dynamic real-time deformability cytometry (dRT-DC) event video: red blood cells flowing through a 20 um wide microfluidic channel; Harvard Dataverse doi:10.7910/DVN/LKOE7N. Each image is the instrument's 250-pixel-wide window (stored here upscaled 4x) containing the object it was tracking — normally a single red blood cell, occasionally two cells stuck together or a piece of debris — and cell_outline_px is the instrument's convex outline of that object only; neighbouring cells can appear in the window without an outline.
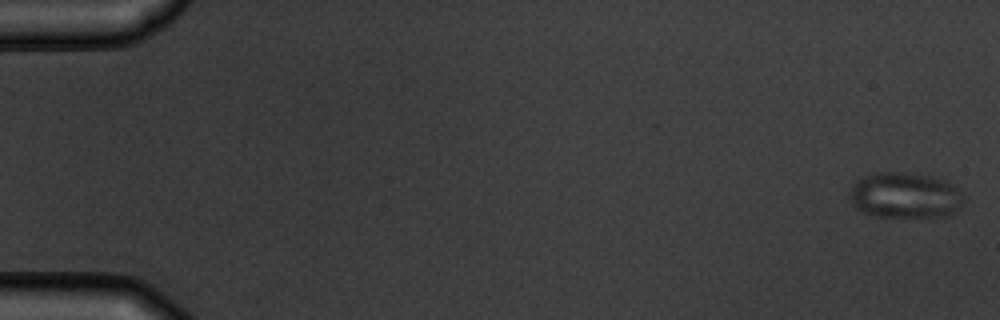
{"species": "common noctule bat (a hibernating species)", "species_latin": "Nyctalus noctula", "temperature_condition": "warm", "stored_images_in_passage": 5, "camera_frame_rate_fps": 3000, "um_per_image_px": 0.085, "animal": {"sex": "male", "body_mass_g": 19.5, "forearm_length_mm": 54.6}, "frame": {"image": 1, "passage_image": 1, "time_ms": 0.0, "image_size_px": [1000, 320], "cell_outline_px": [[964, 204], [956, 212], [948, 216], [872, 216], [856, 208], [852, 204], [848, 196], [848, 188], [860, 176], [872, 172], [896, 172], [932, 176], [944, 180], [952, 184], [964, 196]], "centroid_in_image_um": [76.88, 16.59], "position_along_channel_um": 8.1, "area_um2": 30.87}}
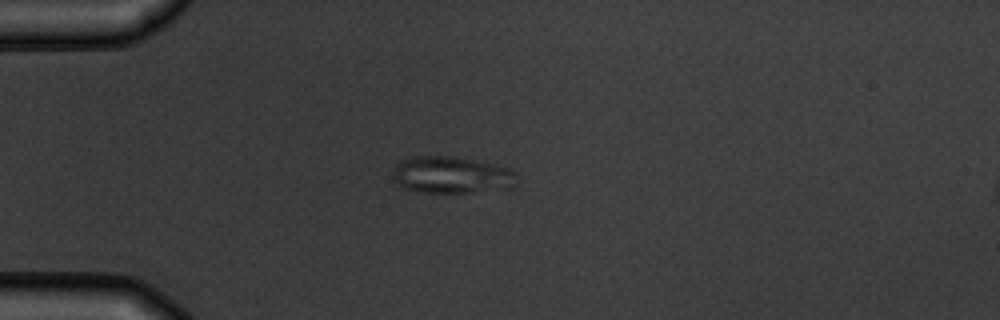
{"frame": {"image": 2, "passage_image": 5, "time_ms": 4.667, "image_size_px": [1000, 320], "cell_outline_px": [[516, 184], [512, 188], [464, 192], [420, 192], [408, 188], [400, 184], [392, 176], [392, 172], [396, 164], [404, 160], [416, 156], [452, 156], [492, 164], [508, 168], [512, 172]], "centroid_in_image_um": [38.36, 14.87], "position_along_channel_um": 46.6, "area_um2": 25.95}}